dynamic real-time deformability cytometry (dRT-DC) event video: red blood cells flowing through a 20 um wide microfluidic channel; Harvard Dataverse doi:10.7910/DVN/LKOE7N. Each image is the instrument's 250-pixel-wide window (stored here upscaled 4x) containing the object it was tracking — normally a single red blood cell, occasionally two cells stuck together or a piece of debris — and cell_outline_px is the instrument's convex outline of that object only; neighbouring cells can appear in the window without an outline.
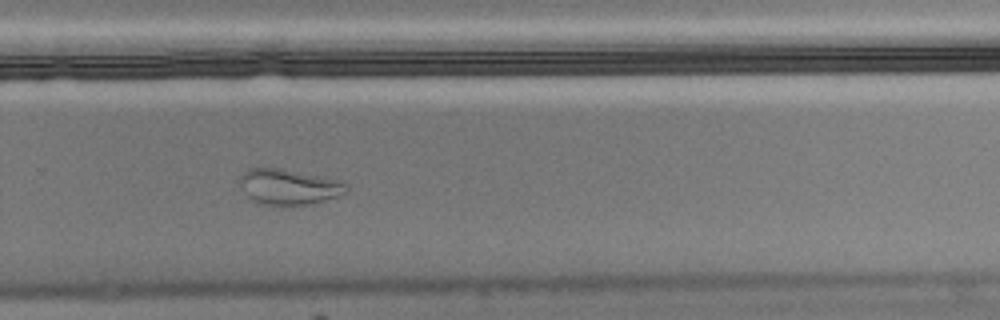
{"species": "Egyptian fruit bat (a non-hibernating species)", "species_latin": "Rousettus aegyptiacus", "temperature_condition": "cold", "stored_images_in_passage": 45, "camera_frame_rate_fps": 3000, "um_per_image_px": 0.085, "animal": {"sex": "male"}, "frame": {"image": 1, "passage_image": 26, "time_ms": 8.333, "image_size_px": [1000, 320], "cell_outline_px": [[348, 192], [312, 204], [260, 204], [252, 200], [248, 196], [240, 180], [240, 176], [248, 168], [280, 168], [340, 180], [348, 188]], "centroid_in_image_um": [24.56, 15.87], "position_along_channel_um": 305.2, "area_um2": 21.56}, "authors_computed_cell_mechanics": {"area_um2": 18.9584, "velocity_mm_per_s": 3.4854, "shape_relaxation_time_tau1_ms": null, "shape_relaxation_time_tau2_ms": 2.0465, "deformation_change_tau1": null, "deformation_change_tau2": 0.0686}}